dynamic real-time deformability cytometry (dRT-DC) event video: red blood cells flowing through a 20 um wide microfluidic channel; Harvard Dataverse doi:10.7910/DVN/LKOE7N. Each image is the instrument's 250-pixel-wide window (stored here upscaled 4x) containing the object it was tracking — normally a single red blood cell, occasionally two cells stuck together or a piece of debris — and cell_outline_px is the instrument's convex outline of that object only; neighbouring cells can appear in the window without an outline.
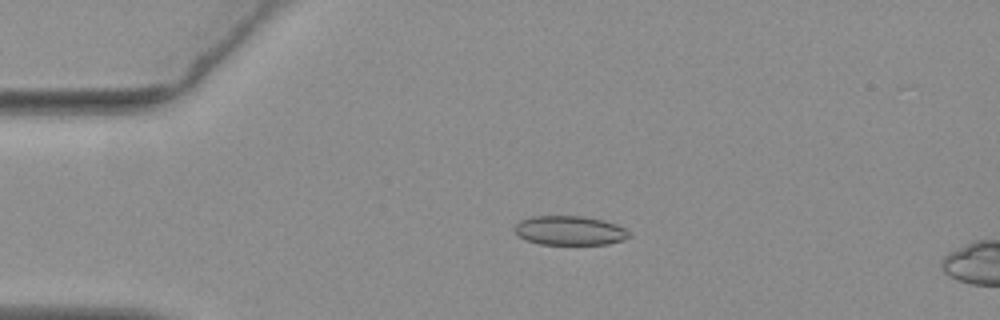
{"species": "common noctule bat (a hibernating species)", "species_latin": "Nyctalus noctula", "temperature_condition": "warm", "stored_images_in_passage": 10, "camera_frame_rate_fps": 3000, "um_per_image_px": 0.085, "animal": {"sex": "female", "body_mass_g": 19.3, "forearm_length_mm": 54.1}, "frame": {"image": 1, "passage_image": 5, "time_ms": 1.333, "image_size_px": [1000, 320], "cell_outline_px": [[632, 236], [624, 240], [608, 244], [540, 244], [528, 240], [520, 236], [512, 228], [520, 220], [532, 216], [580, 216], [604, 220], [616, 224], [624, 228]], "centroid_in_image_um": [48.44, 19.59], "position_along_channel_um": 36.6, "area_um2": 19.48}}